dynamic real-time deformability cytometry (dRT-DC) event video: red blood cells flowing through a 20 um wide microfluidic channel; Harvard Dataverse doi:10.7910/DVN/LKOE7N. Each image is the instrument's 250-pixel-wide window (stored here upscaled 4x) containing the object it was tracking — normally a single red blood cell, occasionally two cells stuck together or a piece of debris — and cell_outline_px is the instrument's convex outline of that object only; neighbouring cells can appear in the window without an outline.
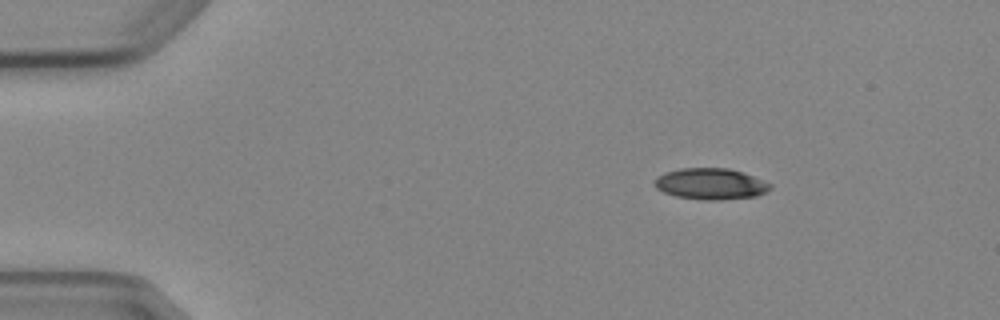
{"species": "Egyptian fruit bat (a non-hibernating species)", "species_latin": "Rousettus aegyptiacus", "temperature_condition": "cold", "stored_images_in_passage": 5, "camera_frame_rate_fps": 3000, "um_per_image_px": 0.085, "animal": {"sex": "female"}, "frame": {"image": 1, "passage_image": 2, "time_ms": 1.333, "image_size_px": [1000, 320], "cell_outline_px": [[772, 188], [756, 196], [720, 200], [704, 200], [676, 196], [664, 192], [656, 188], [652, 184], [656, 176], [664, 172], [680, 168], [728, 168], [752, 176], [772, 184]], "centroid_in_image_um": [60.35, 15.63], "position_along_channel_um": 24.6, "area_um2": 21.04}}
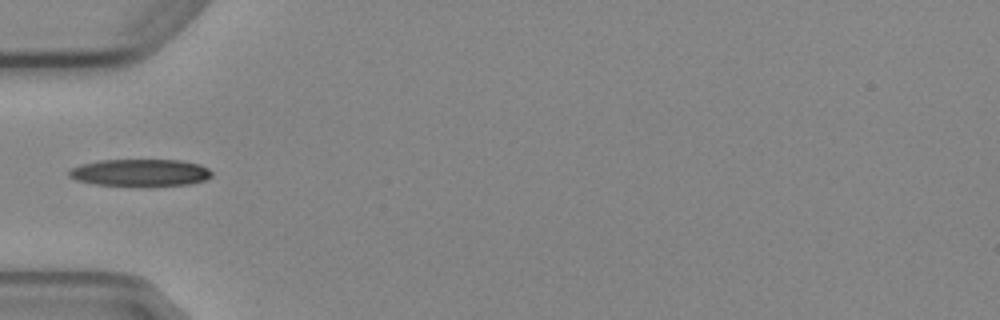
{"frame": {"image": 2, "passage_image": 4, "time_ms": 4.667, "image_size_px": [1000, 320], "cell_outline_px": [[212, 176], [204, 180], [188, 184], [96, 184], [76, 180], [68, 176], [68, 172], [72, 168], [80, 164], [100, 160], [180, 160], [200, 164], [208, 168], [212, 172]], "centroid_in_image_um": [11.91, 14.64], "position_along_channel_um": 73.1, "area_um2": 21.91}}
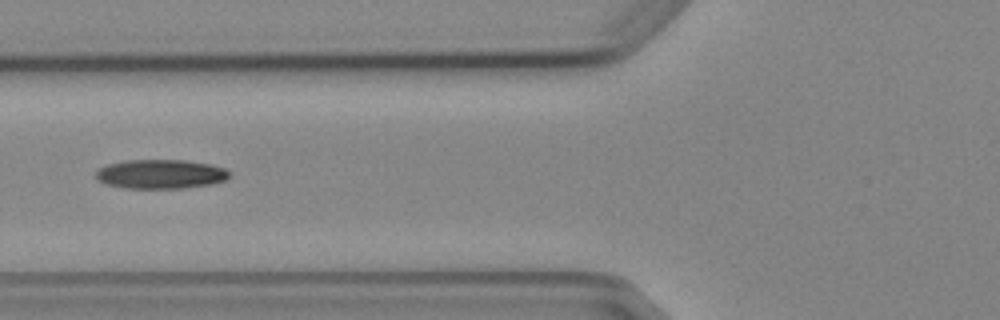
{"frame": {"image": 3, "passage_image": 5, "time_ms": 5.667, "image_size_px": [1000, 320], "cell_outline_px": [[232, 176], [228, 180], [212, 184], [184, 188], [124, 188], [104, 184], [96, 180], [96, 172], [100, 168], [108, 164], [124, 160], [184, 160], [212, 164], [224, 168], [232, 172]], "centroid_in_image_um": [13.7, 14.8], "position_along_channel_um": 112.1, "area_um2": 23.12}}